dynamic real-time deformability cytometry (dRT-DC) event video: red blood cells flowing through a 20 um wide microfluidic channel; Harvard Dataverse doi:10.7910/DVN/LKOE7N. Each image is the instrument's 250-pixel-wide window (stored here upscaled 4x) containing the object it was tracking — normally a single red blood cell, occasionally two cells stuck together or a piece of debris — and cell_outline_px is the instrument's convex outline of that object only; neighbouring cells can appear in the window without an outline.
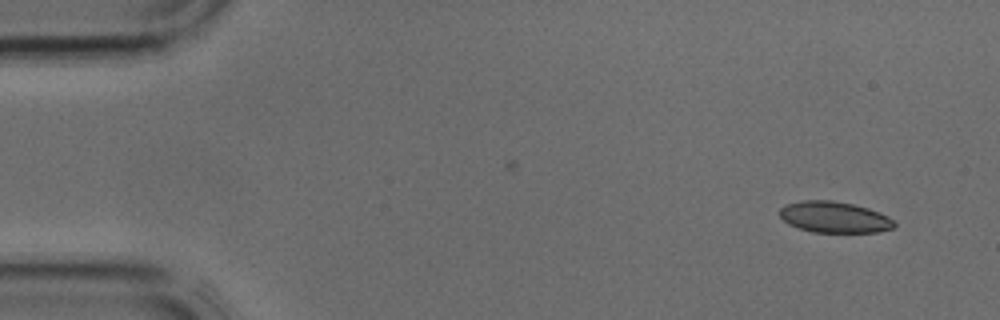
{"species": "common noctule bat (a hibernating species)", "species_latin": "Nyctalus noctula", "temperature_condition": "cold", "stored_images_in_passage": 2, "camera_frame_rate_fps": 3000, "um_per_image_px": 0.085, "animal": {"sex": "male", "body_mass_g": 17.9, "forearm_length_mm": 54.2}, "frame": {"image": 1, "passage_image": 2, "time_ms": 0.333, "image_size_px": [1000, 320], "cell_outline_px": [[896, 224], [892, 228], [876, 232], [812, 232], [788, 224], [780, 216], [780, 208], [788, 204], [800, 200], [832, 200], [852, 204], [868, 208], [888, 216]], "centroid_in_image_um": [70.9, 18.45], "position_along_channel_um": 14.1, "area_um2": 20.63}}